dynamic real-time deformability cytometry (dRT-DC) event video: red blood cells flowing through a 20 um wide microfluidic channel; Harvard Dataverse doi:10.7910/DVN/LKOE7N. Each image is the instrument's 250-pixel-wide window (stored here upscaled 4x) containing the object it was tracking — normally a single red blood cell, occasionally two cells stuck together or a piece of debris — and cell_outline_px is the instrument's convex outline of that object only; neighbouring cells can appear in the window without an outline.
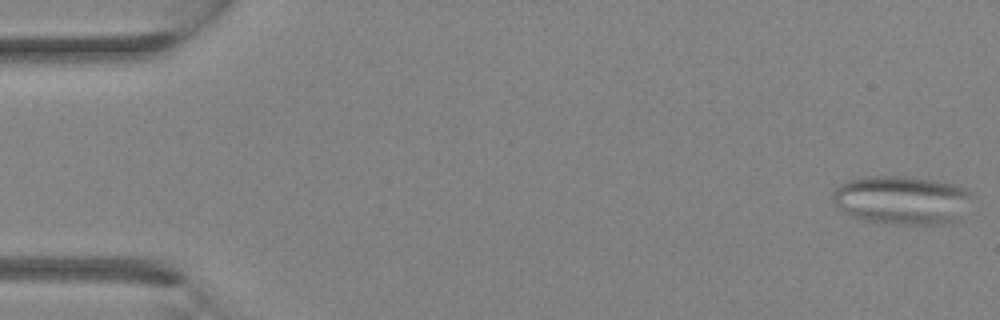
{"species": "Egyptian fruit bat (a non-hibernating species)", "species_latin": "Rousettus aegyptiacus", "temperature_condition": "room temperature", "stored_images_in_passage": 32, "camera_frame_rate_fps": 3000, "um_per_image_px": 0.085, "animal": {"sex": "female"}, "frame": {"image": 1, "passage_image": 1, "time_ms": 0.0, "image_size_px": [1000, 320], "cell_outline_px": [[972, 196], [956, 220], [948, 224], [904, 224], [864, 220], [852, 216], [844, 212], [832, 200], [832, 192], [844, 180], [864, 176], [904, 176], [936, 180], [968, 188], [972, 192]], "centroid_in_image_um": [76.63, 16.98], "position_along_channel_um": 8.4, "area_um2": 39.48}}
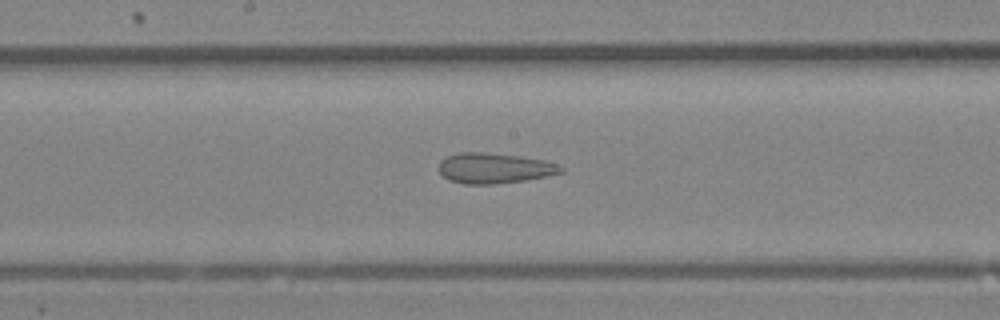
{"frame": {"image": 2, "passage_image": 17, "time_ms": 5.333, "image_size_px": [1000, 320], "cell_outline_px": [[564, 172], [524, 180], [496, 184], [464, 184], [448, 180], [436, 168], [440, 160], [448, 156], [460, 152], [480, 152], [520, 156], [544, 160], [556, 164], [564, 168]], "centroid_in_image_um": [41.97, 14.29], "position_along_channel_um": 206.2, "area_um2": 21.62}}
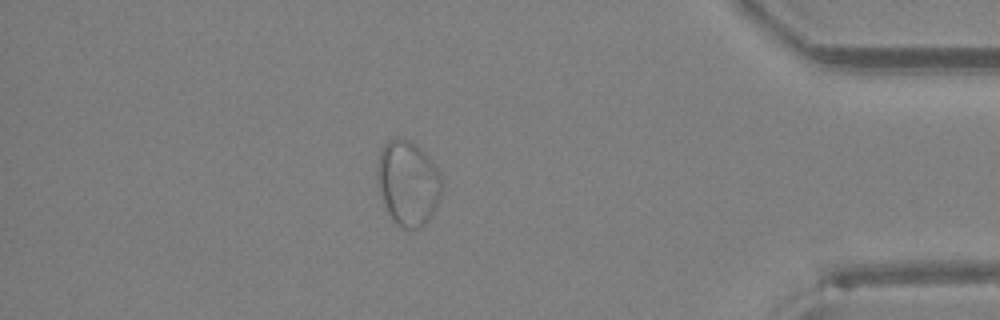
{"frame": {"image": 3, "passage_image": 28, "time_ms": 9.0, "image_size_px": [1000, 320], "cell_outline_px": [[444, 188], [440, 200], [432, 216], [424, 224], [416, 228], [404, 228], [396, 224], [392, 220], [384, 204], [376, 180], [376, 168], [380, 152], [384, 144], [388, 140], [408, 140], [420, 148], [432, 160], [440, 172], [444, 180]], "centroid_in_image_um": [34.71, 15.58], "position_along_channel_um": 400.5, "area_um2": 32.25}}